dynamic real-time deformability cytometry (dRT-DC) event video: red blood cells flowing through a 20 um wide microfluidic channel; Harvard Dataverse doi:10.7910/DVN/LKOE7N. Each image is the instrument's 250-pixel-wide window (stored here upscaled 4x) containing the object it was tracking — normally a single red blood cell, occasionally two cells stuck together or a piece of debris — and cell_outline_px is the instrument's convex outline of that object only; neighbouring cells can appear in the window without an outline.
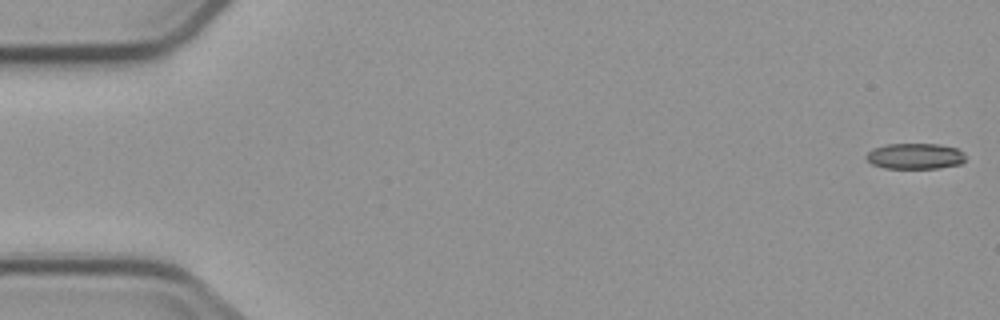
{"species": "common noctule bat (a hibernating species)", "species_latin": "Nyctalus noctula", "temperature_condition": "cold", "stored_images_in_passage": 5, "camera_frame_rate_fps": 3000, "um_per_image_px": 0.085, "animal": {"sex": "male", "body_mass_g": 23.1, "forearm_length_mm": 52.7}, "frame": {"image": 1, "passage_image": 1, "time_ms": 0.0, "image_size_px": [1000, 320], "cell_outline_px": [[964, 160], [960, 164], [940, 168], [884, 168], [872, 164], [864, 156], [872, 148], [888, 144], [940, 144], [956, 148], [964, 152]], "centroid_in_image_um": [77.77, 13.27], "position_along_channel_um": 7.2, "area_um2": 14.97}}
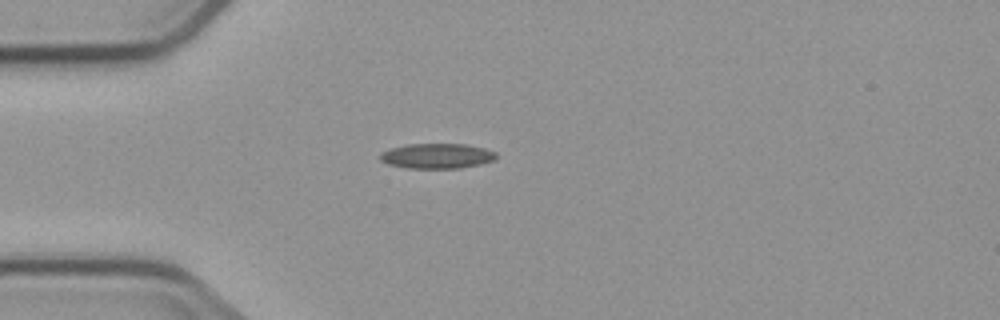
{"frame": {"image": 2, "passage_image": 5, "time_ms": 4.667, "image_size_px": [1000, 320], "cell_outline_px": [[496, 160], [480, 164], [460, 168], [408, 168], [388, 164], [380, 160], [380, 152], [392, 148], [408, 144], [468, 144], [484, 148], [496, 152]], "centroid_in_image_um": [37.16, 13.25], "position_along_channel_um": 47.8, "area_um2": 16.99}}